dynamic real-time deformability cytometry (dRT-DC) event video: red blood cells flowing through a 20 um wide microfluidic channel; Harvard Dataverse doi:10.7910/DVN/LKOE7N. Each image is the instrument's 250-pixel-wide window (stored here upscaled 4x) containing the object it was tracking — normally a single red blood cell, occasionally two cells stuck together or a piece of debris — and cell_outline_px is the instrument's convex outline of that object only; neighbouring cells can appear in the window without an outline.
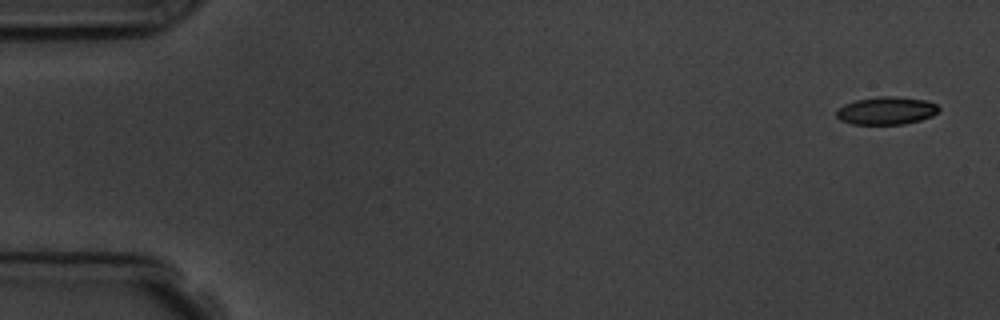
{"species": "common noctule bat (a hibernating species)", "species_latin": "Nyctalus noctula", "temperature_condition": "room temperature", "stored_images_in_passage": 4, "camera_frame_rate_fps": 3000, "um_per_image_px": 0.085, "animal": {"sex": "male", "body_mass_g": 19.5, "forearm_length_mm": 54.6}, "frame": {"image": 1, "passage_image": 1, "time_ms": 0.0, "image_size_px": [1000, 320], "cell_outline_px": [[940, 108], [932, 116], [920, 120], [904, 124], [852, 124], [840, 120], [836, 116], [836, 112], [844, 104], [856, 100], [876, 96], [896, 96], [924, 100], [936, 104]], "centroid_in_image_um": [75.33, 9.4], "position_along_channel_um": 9.7, "area_um2": 16.53}}
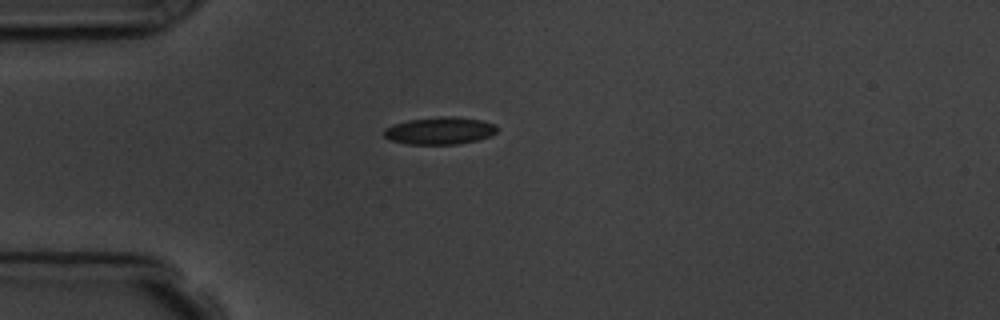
{"frame": {"image": 2, "passage_image": 4, "time_ms": 4.333, "image_size_px": [1000, 320], "cell_outline_px": [[496, 132], [492, 136], [476, 140], [456, 144], [408, 144], [388, 140], [384, 136], [384, 128], [392, 124], [408, 120], [436, 116], [452, 116], [484, 120], [496, 124]], "centroid_in_image_um": [37.37, 11.1], "position_along_channel_um": 47.6, "area_um2": 18.26}}